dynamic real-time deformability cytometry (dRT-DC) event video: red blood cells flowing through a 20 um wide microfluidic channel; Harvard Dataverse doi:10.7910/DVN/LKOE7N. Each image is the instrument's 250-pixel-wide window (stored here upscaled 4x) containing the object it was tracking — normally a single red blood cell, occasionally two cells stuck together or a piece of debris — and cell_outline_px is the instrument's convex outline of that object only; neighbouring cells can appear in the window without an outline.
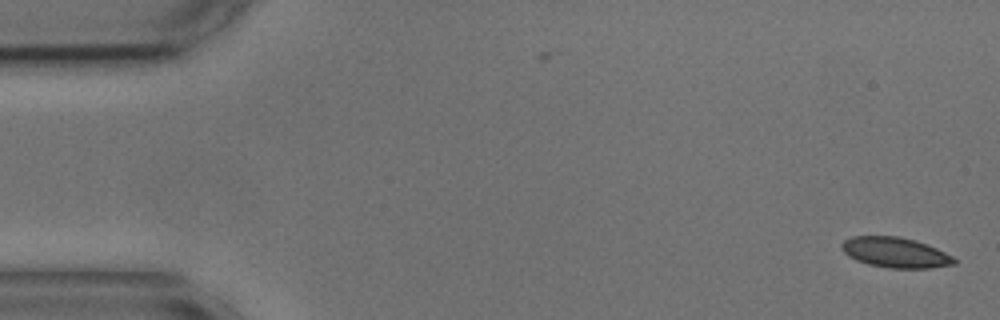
{"species": "common noctule bat (a hibernating species)", "species_latin": "Nyctalus noctula", "temperature_condition": "cold", "stored_images_in_passage": 55, "camera_frame_rate_fps": 3000, "um_per_image_px": 0.085, "animal": {"sex": "male", "body_mass_g": 17.9, "forearm_length_mm": 54.2}, "frame": {"image": 1, "passage_image": 1, "time_ms": 0.0, "image_size_px": [1000, 320], "cell_outline_px": [[956, 264], [928, 268], [888, 268], [868, 264], [856, 260], [848, 256], [840, 248], [840, 244], [844, 240], [852, 236], [900, 236], [916, 240], [936, 248], [952, 256], [956, 260]], "centroid_in_image_um": [76.07, 21.45], "position_along_channel_um": 8.9, "area_um2": 19.94}}
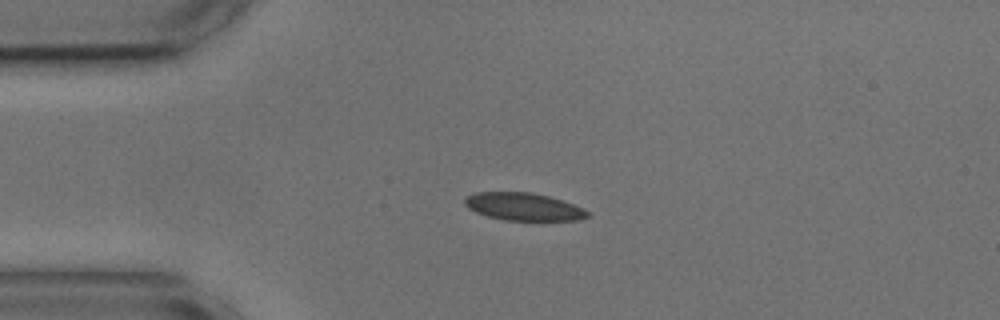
{"frame": {"image": 2, "passage_image": 12, "time_ms": 3.667, "image_size_px": [1000, 320], "cell_outline_px": [[592, 216], [580, 220], [504, 220], [488, 216], [476, 212], [468, 208], [464, 204], [464, 200], [468, 196], [476, 192], [532, 192], [548, 196], [584, 208]], "centroid_in_image_um": [44.52, 17.57], "position_along_channel_um": 40.5, "area_um2": 19.71}}
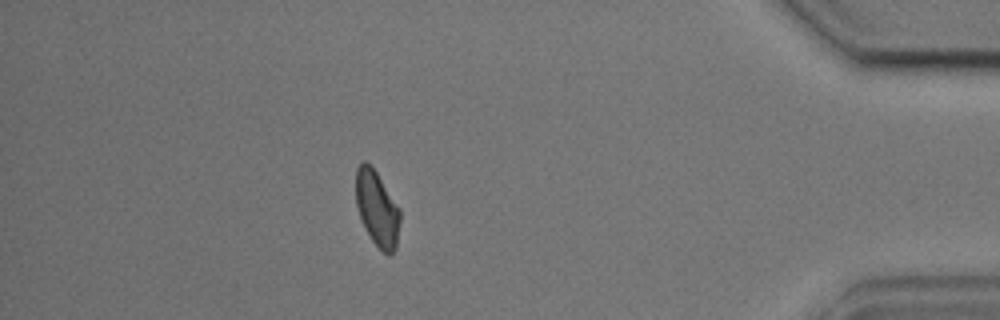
{"frame": {"image": 3, "passage_image": 48, "time_ms": 15.667, "image_size_px": [1000, 320], "cell_outline_px": [[400, 220], [396, 248], [388, 256], [372, 240], [364, 228], [356, 204], [356, 168], [364, 160], [376, 172], [400, 208]], "centroid_in_image_um": [32.05, 17.74], "position_along_channel_um": 403.1, "area_um2": 19.19}, "authors_computed_cell_mechanics": {"area_um2": 20.23, "velocity_mm_per_s": 3.5947, "shape_relaxation_time_tau1_ms": 2.625, "shape_relaxation_time_tau2_ms": 1.6423, "deformation_change_tau1": 0.0845, "deformation_change_tau2": 0.0684}}